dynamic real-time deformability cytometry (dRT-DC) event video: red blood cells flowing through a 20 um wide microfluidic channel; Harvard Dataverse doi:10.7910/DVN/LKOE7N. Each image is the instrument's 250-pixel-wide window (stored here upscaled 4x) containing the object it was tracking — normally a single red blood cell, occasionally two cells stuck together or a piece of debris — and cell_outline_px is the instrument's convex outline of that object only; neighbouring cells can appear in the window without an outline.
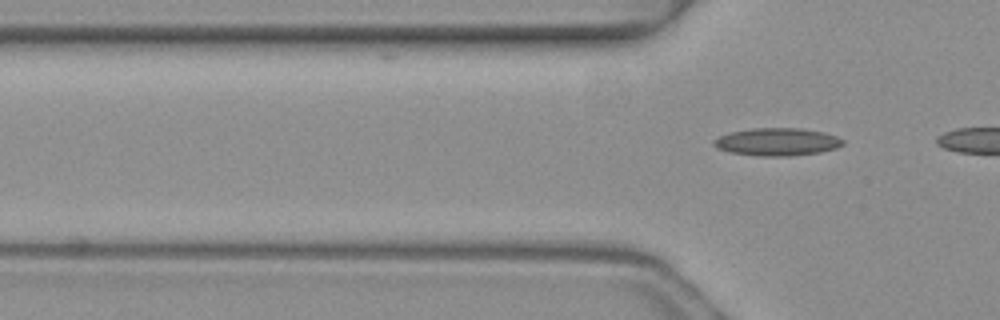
{"species": "common noctule bat (a hibernating species)", "species_latin": "Nyctalus noctula", "temperature_condition": "warm", "stored_images_in_passage": 3, "camera_frame_rate_fps": 3000, "um_per_image_px": 0.085, "animal": {"sex": "female", "body_mass_g": 19.3, "forearm_length_mm": 54.1}, "frame": {"image": 1, "passage_image": 3, "time_ms": 0.667, "image_size_px": [1000, 320], "cell_outline_px": [[844, 144], [836, 148], [820, 152], [788, 156], [756, 156], [728, 152], [716, 148], [712, 144], [712, 140], [720, 136], [732, 132], [752, 128], [804, 128], [824, 132], [836, 136], [844, 140]], "centroid_in_image_um": [66.04, 12.06], "position_along_channel_um": 59.8, "area_um2": 20.98}}